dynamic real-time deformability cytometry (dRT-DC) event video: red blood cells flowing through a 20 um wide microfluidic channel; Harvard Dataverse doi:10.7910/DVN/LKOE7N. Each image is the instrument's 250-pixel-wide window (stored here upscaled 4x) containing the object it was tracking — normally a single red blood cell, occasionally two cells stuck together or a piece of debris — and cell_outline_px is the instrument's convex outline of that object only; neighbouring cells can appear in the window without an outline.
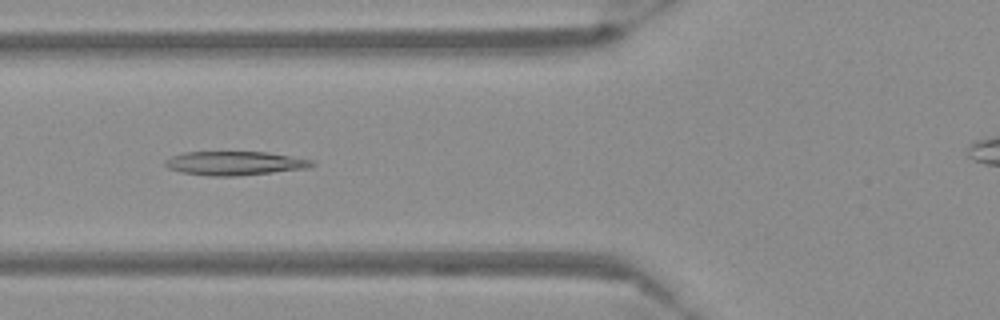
{"species": "Egyptian fruit bat (a non-hibernating species)", "species_latin": "Rousettus aegyptiacus", "temperature_condition": "warm", "stored_images_in_passage": 40, "segment_of_instrument_passage": [1, 2], "camera_frame_rate_fps": 3000, "um_per_image_px": 0.085, "frame": {"image": 1, "passage_image": 12, "time_ms": 3.667, "image_size_px": [1000, 320], "cell_outline_px": [[316, 164], [308, 168], [236, 176], [208, 176], [180, 172], [168, 168], [164, 164], [164, 160], [172, 156], [184, 152], [268, 152], [312, 160]], "centroid_in_image_um": [19.92, 13.88], "position_along_channel_um": 105.9, "area_um2": 20.4}}
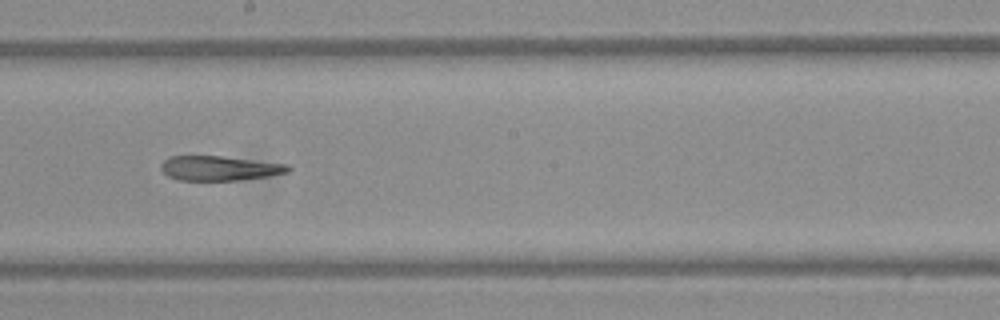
{"frame": {"image": 2, "passage_image": 22, "time_ms": 7.0, "image_size_px": [1000, 320], "cell_outline_px": [[292, 168], [288, 172], [240, 180], [180, 180], [168, 176], [160, 168], [160, 164], [168, 156], [220, 156], [288, 164]], "centroid_in_image_um": [18.62, 14.29], "position_along_channel_um": 229.6, "area_um2": 18.09}}
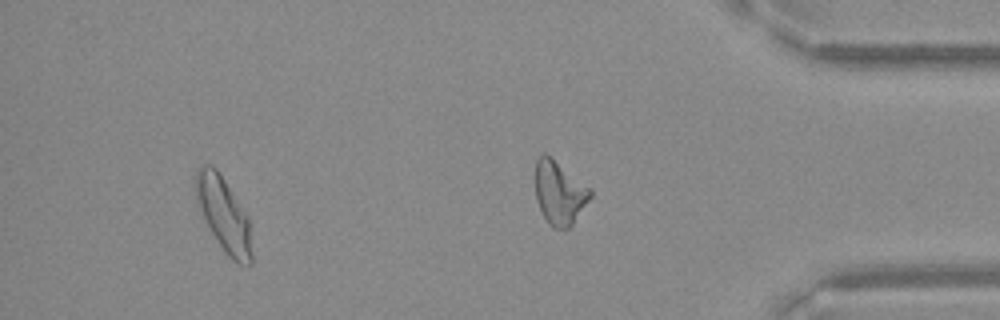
{"frame": {"image": 3, "passage_image": 36, "time_ms": 11.667, "image_size_px": [1000, 320], "cell_outline_px": [[252, 264], [240, 264], [232, 260], [224, 252], [200, 216], [196, 200], [196, 172], [200, 164], [208, 164], [216, 168], [248, 216], [252, 256]], "centroid_in_image_um": [18.98, 18.24], "position_along_channel_um": 416.2, "area_um2": 24.28}}